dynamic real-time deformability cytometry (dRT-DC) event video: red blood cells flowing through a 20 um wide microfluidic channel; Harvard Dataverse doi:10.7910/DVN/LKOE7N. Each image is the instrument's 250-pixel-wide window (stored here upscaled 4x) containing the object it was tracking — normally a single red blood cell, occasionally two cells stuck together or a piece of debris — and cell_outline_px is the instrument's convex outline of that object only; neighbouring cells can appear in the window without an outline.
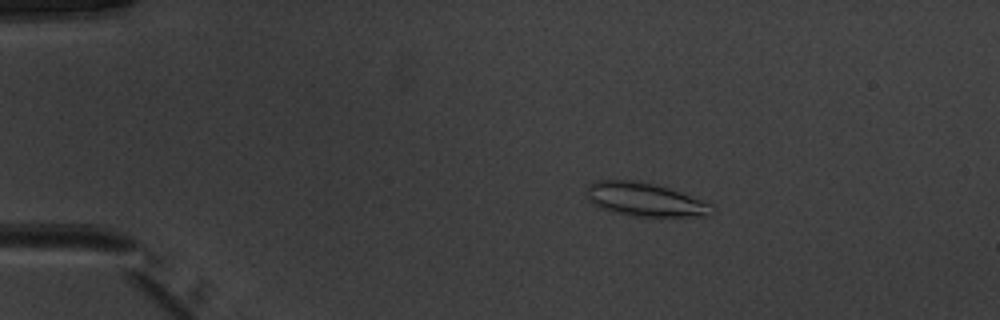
{"species": "common noctule bat (a hibernating species)", "species_latin": "Nyctalus noctula", "temperature_condition": "warm", "stored_images_in_passage": 52, "camera_frame_rate_fps": 3000, "um_per_image_px": 0.085, "animal": {"sex": "male", "body_mass_g": 20.1, "forearm_length_mm": 53.5}, "frame": {"image": 1, "passage_image": 10, "time_ms": 3.0, "image_size_px": [1000, 320], "cell_outline_px": [[716, 208], [708, 216], [636, 216], [612, 212], [596, 208], [588, 200], [584, 192], [588, 184], [596, 180], [636, 180], [668, 188], [680, 192], [712, 204]], "centroid_in_image_um": [54.74, 16.96], "position_along_channel_um": 30.3, "area_um2": 24.74}}
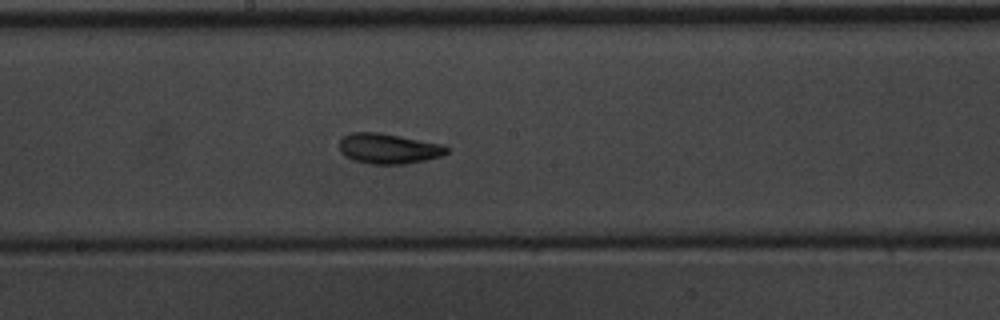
{"frame": {"image": 2, "passage_image": 29, "time_ms": 9.333, "image_size_px": [1000, 320], "cell_outline_px": [[448, 152], [440, 156], [428, 160], [404, 164], [368, 164], [352, 160], [340, 152], [340, 140], [344, 136], [352, 132], [380, 132], [444, 144], [448, 148]], "centroid_in_image_um": [33.03, 12.63], "position_along_channel_um": 215.2, "area_um2": 19.13}}
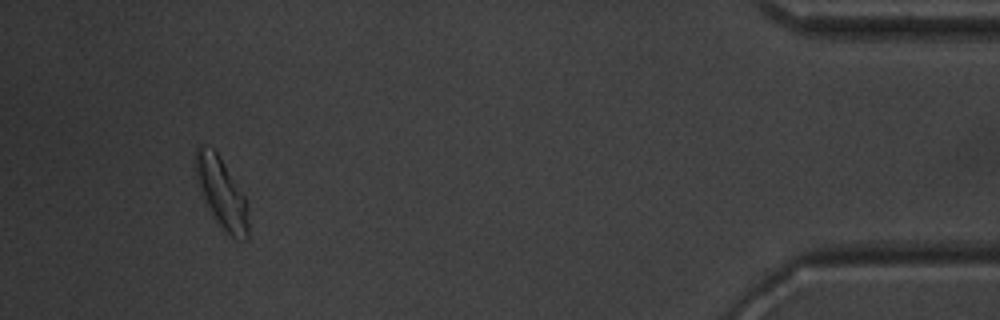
{"frame": {"image": 3, "passage_image": 49, "time_ms": 16.0, "image_size_px": [1000, 320], "cell_outline_px": [[248, 240], [236, 240], [216, 220], [196, 184], [196, 148], [212, 148], [216, 152], [244, 196], [248, 224]], "centroid_in_image_um": [18.83, 16.44], "position_along_channel_um": 416.4, "area_um2": 20.52}, "authors_computed_cell_mechanics": {"area_um2": 19.5364, "velocity_mm_per_s": 3.9403, "shape_relaxation_time_tau1_ms": 4.1452, "shape_relaxation_time_tau2_ms": 2.3524, "deformation_change_tau1": 0.1231, "deformation_change_tau2": 0.0885}}